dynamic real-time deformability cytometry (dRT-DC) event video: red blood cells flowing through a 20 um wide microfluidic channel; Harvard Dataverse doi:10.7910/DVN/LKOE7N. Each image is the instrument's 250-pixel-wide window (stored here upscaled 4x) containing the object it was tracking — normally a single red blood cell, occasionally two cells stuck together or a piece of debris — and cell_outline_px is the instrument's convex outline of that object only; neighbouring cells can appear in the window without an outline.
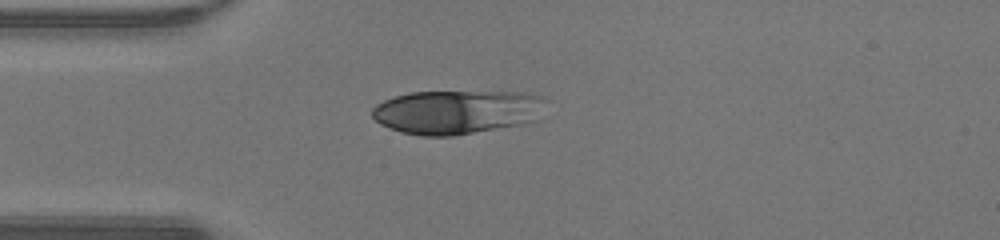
{"species": "human", "species_latin": "Homo sapiens", "temperature_condition": "warm", "stored_images_in_passage": 36, "camera_frame_rate_fps": 3000, "um_per_image_px": 0.085, "donor": {"sex": "male"}, "frame": {"image": 1, "passage_image": 1, "time_ms": 0.0, "image_size_px": [1000, 240], "cell_outline_px": [[544, 100], [536, 120], [528, 124], [452, 136], [420, 136], [400, 132], [380, 124], [372, 116], [372, 108], [376, 104], [384, 100], [408, 92], [524, 92], [540, 96]], "centroid_in_image_um": [38.8, 9.53], "position_along_channel_um": 46.2, "area_um2": 44.62}}
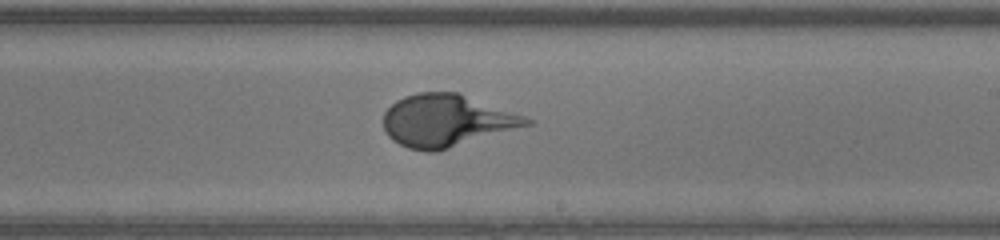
{"frame": {"image": 2, "passage_image": 16, "time_ms": 5.0, "image_size_px": [1000, 240], "cell_outline_px": [[532, 124], [436, 152], [428, 152], [408, 148], [392, 140], [388, 136], [384, 128], [384, 112], [396, 100], [404, 96], [416, 92], [456, 92], [524, 116], [532, 120]], "centroid_in_image_um": [37.91, 10.26], "position_along_channel_um": 251.1, "area_um2": 43.12}}
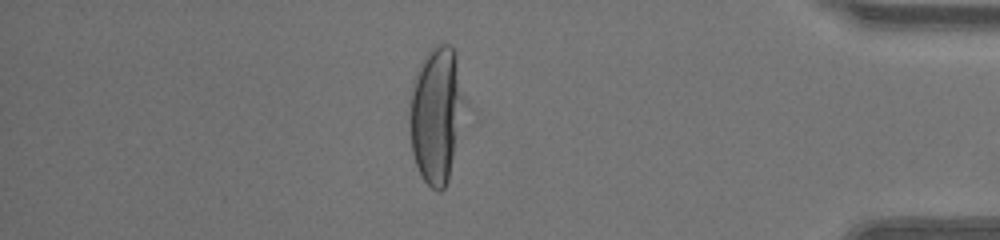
{"frame": {"image": 3, "passage_image": 29, "time_ms": 9.333, "image_size_px": [1000, 240], "cell_outline_px": [[468, 104], [448, 180], [444, 188], [440, 192], [432, 188], [424, 180], [416, 164], [412, 152], [412, 80], [416, 68], [424, 56], [436, 44], [448, 44], [452, 48], [456, 56]], "centroid_in_image_um": [37.17, 9.7], "position_along_channel_um": 398.0, "area_um2": 43.81}}